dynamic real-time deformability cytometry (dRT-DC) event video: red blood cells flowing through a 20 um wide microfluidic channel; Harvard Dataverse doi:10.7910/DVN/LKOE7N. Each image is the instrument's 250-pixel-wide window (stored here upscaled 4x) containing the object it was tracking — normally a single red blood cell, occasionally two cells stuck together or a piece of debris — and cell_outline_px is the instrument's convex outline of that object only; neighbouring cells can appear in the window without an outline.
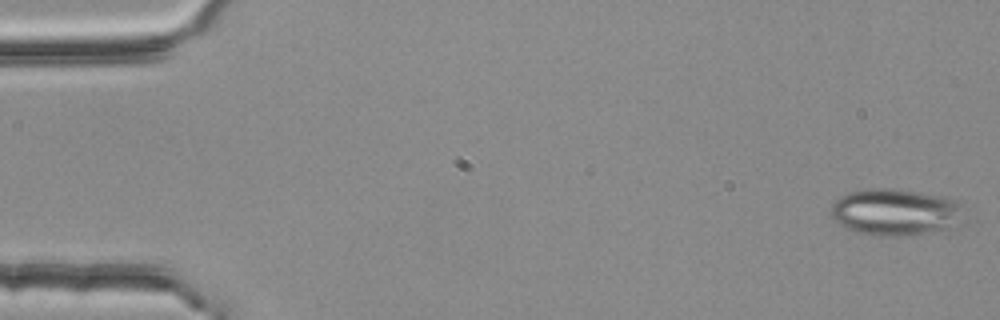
{"species": "common noctule bat (a hibernating species)", "species_latin": "Nyctalus noctula", "temperature_condition": "room temperature", "stored_images_in_passage": 54, "camera_frame_rate_fps": 3000, "um_per_image_px": 0.085, "animal": {"sex": "female", "body_mass_g": 25.1}, "frame": {"image": 1, "passage_image": 1, "time_ms": 0.0, "image_size_px": [1000, 320], "cell_outline_px": [[968, 224], [928, 232], [888, 236], [876, 236], [860, 232], [848, 228], [840, 224], [828, 212], [832, 204], [840, 196], [848, 192], [868, 188], [892, 188], [920, 192], [940, 196], [952, 200], [960, 204]], "centroid_in_image_um": [76.15, 18.02], "position_along_channel_um": 8.9, "area_um2": 36.41}}
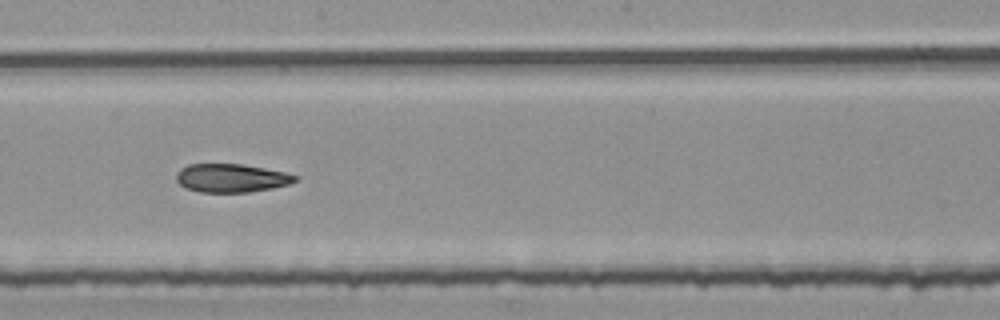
{"frame": {"image": 2, "passage_image": 30, "time_ms": 9.667, "image_size_px": [1000, 320], "cell_outline_px": [[300, 180], [288, 184], [272, 188], [248, 192], [200, 192], [184, 188], [176, 180], [176, 172], [180, 168], [188, 164], [240, 164], [264, 168], [284, 172], [300, 176]], "centroid_in_image_um": [19.66, 15.13], "position_along_channel_um": 228.5, "area_um2": 19.83}}
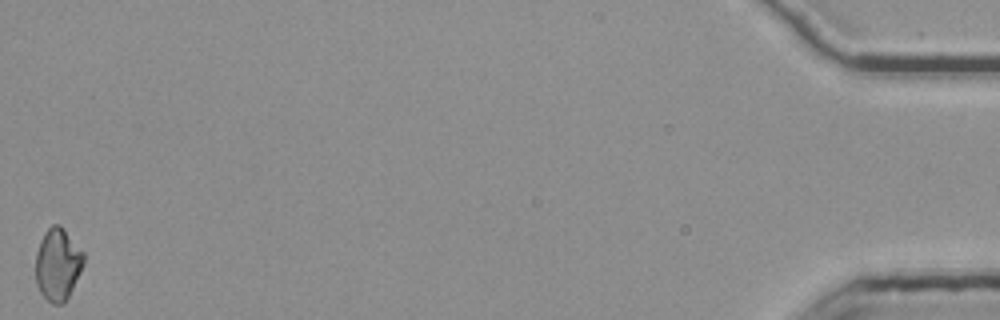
{"frame": {"image": 3, "passage_image": 54, "time_ms": 17.667, "image_size_px": [1000, 320], "cell_outline_px": [[84, 264], [64, 304], [52, 304], [40, 292], [36, 284], [36, 252], [40, 240], [44, 232], [52, 224], [60, 224], [84, 252]], "centroid_in_image_um": [4.9, 22.45], "position_along_channel_um": 430.3, "area_um2": 20.23}, "authors_computed_cell_mechanics": {"area_um2": 20.808, "velocity_mm_per_s": 3.7733, "shape_relaxation_time_tau1_ms": null, "shape_relaxation_time_tau2_ms": 4.7354, "deformation_change_tau1": null, "deformation_change_tau2": 0.1144}}